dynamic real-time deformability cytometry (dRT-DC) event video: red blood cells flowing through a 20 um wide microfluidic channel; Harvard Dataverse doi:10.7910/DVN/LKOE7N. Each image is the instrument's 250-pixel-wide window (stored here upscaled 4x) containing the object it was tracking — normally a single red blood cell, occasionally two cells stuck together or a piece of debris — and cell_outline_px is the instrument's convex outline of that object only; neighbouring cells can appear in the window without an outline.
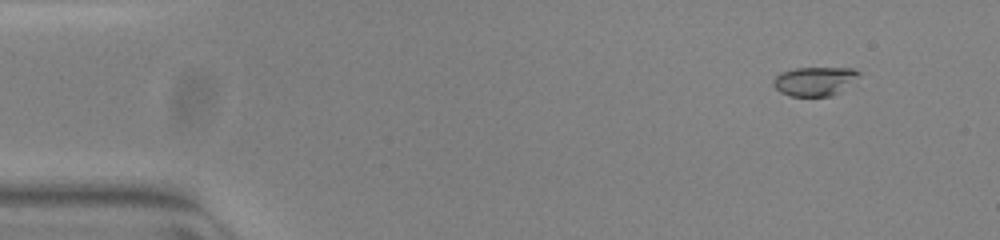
{"species": "common noctule bat (a hibernating species)", "species_latin": "Nyctalus noctula", "temperature_condition": "warm", "stored_images_in_passage": 53, "camera_frame_rate_fps": 3000, "um_per_image_px": 0.085, "animal": {"sex": "female", "body_mass_g": 23.0, "forearm_length_mm": 53.4}, "frame": {"image": 1, "passage_image": 5, "time_ms": 1.333, "image_size_px": [1000, 240], "cell_outline_px": [[860, 76], [840, 92], [832, 96], [788, 96], [780, 92], [772, 84], [772, 80], [780, 72], [796, 68], [852, 68], [860, 72]], "centroid_in_image_um": [69.23, 6.91], "position_along_channel_um": 15.8, "area_um2": 14.57}}
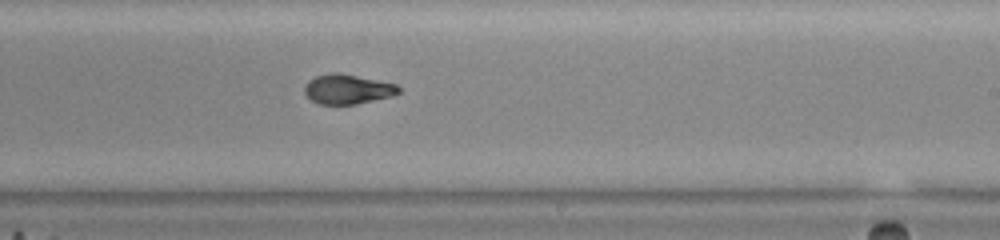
{"frame": {"image": 2, "passage_image": 32, "time_ms": 10.333, "image_size_px": [1000, 240], "cell_outline_px": [[400, 92], [392, 96], [356, 104], [320, 104], [312, 100], [304, 92], [304, 88], [308, 80], [316, 76], [332, 72], [336, 72], [396, 84], [400, 88]], "centroid_in_image_um": [29.53, 7.58], "position_along_channel_um": 259.5, "area_um2": 16.07}}
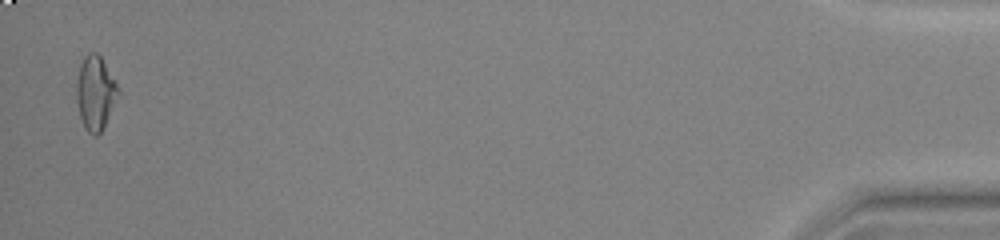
{"frame": {"image": 3, "passage_image": 52, "time_ms": 17.0, "image_size_px": [1000, 240], "cell_outline_px": [[120, 92], [100, 132], [96, 136], [92, 136], [84, 128], [80, 116], [76, 96], [76, 84], [80, 64], [84, 56], [88, 52], [96, 52], [100, 56], [116, 84]], "centroid_in_image_um": [8.07, 7.89], "position_along_channel_um": 427.1, "area_um2": 17.57}, "authors_computed_cell_mechanics": {"area_um2": 16.7042, "velocity_mm_per_s": 3.9215, "shape_relaxation_time_tau1_ms": 7.5139, "shape_relaxation_time_tau2_ms": 1.808, "deformation_change_tau1": 0.2361, "deformation_change_tau2": 0.0496}}